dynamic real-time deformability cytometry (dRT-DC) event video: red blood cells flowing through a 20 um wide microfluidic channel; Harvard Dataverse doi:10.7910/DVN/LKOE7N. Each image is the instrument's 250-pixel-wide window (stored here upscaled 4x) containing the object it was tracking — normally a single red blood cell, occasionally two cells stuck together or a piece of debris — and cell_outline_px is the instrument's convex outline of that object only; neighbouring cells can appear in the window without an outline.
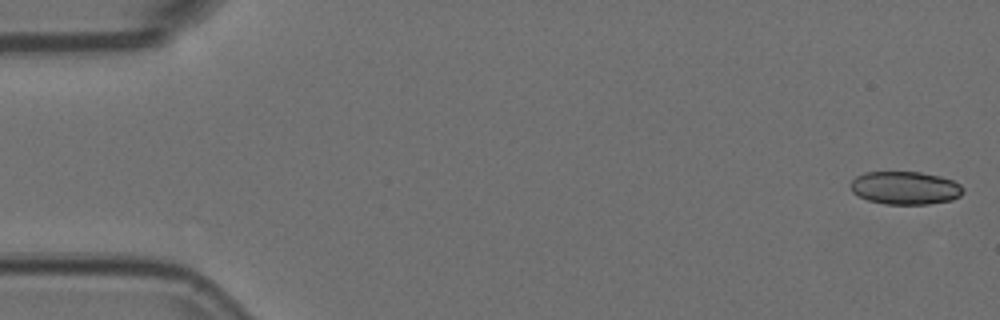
{"species": "Egyptian fruit bat (a non-hibernating species)", "species_latin": "Rousettus aegyptiacus", "temperature_condition": "room temperature", "stored_images_in_passage": 54, "camera_frame_rate_fps": 3000, "um_per_image_px": 0.085, "animal": {"sex": "female"}, "frame": {"image": 1, "passage_image": 1, "time_ms": 0.0, "image_size_px": [1000, 320], "cell_outline_px": [[964, 192], [960, 196], [952, 200], [928, 204], [884, 204], [868, 200], [852, 192], [848, 184], [856, 176], [864, 172], [920, 172], [940, 176], [952, 180], [960, 184], [964, 188]], "centroid_in_image_um": [76.93, 15.97], "position_along_channel_um": 8.1, "area_um2": 21.85}}
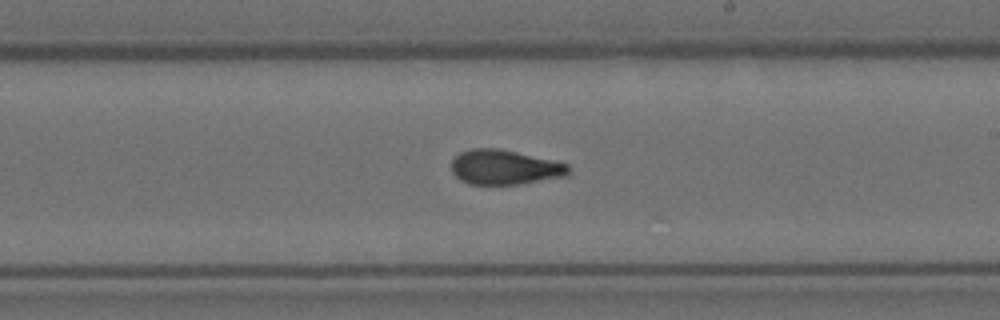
{"frame": {"image": 2, "passage_image": 31, "time_ms": 10.0, "image_size_px": [1000, 320], "cell_outline_px": [[572, 172], [568, 176], [516, 184], [468, 184], [460, 180], [452, 172], [452, 160], [460, 152], [472, 148], [500, 148], [556, 160], [568, 164]], "centroid_in_image_um": [42.94, 14.2], "position_along_channel_um": 246.1, "area_um2": 23.99}}
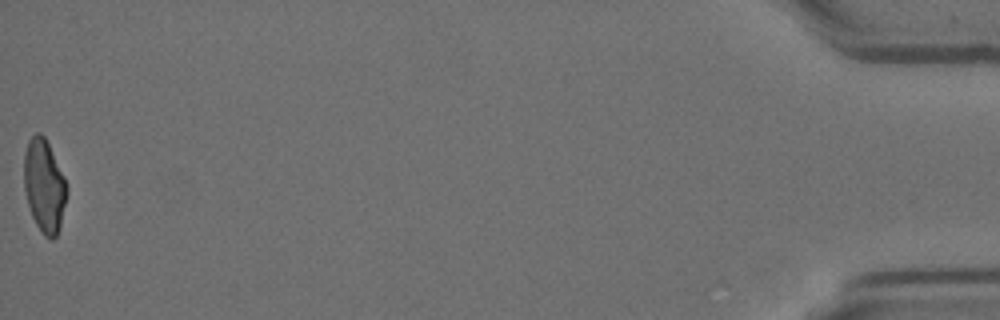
{"frame": {"image": 3, "passage_image": 54, "time_ms": 17.667, "image_size_px": [1000, 320], "cell_outline_px": [[68, 192], [60, 228], [56, 236], [52, 240], [44, 236], [36, 224], [32, 216], [28, 204], [24, 188], [24, 152], [28, 140], [36, 132], [40, 132], [44, 136], [64, 176], [68, 188]], "centroid_in_image_um": [3.76, 15.81], "position_along_channel_um": 431.4, "area_um2": 23.29}, "authors_computed_cell_mechanics": {"area_um2": 23.7269, "velocity_mm_per_s": 3.7378, "shape_relaxation_time_tau1_ms": 4.8373, "shape_relaxation_time_tau2_ms": 2.045, "deformation_change_tau1": 0.1729, "deformation_change_tau2": 0.0836}}